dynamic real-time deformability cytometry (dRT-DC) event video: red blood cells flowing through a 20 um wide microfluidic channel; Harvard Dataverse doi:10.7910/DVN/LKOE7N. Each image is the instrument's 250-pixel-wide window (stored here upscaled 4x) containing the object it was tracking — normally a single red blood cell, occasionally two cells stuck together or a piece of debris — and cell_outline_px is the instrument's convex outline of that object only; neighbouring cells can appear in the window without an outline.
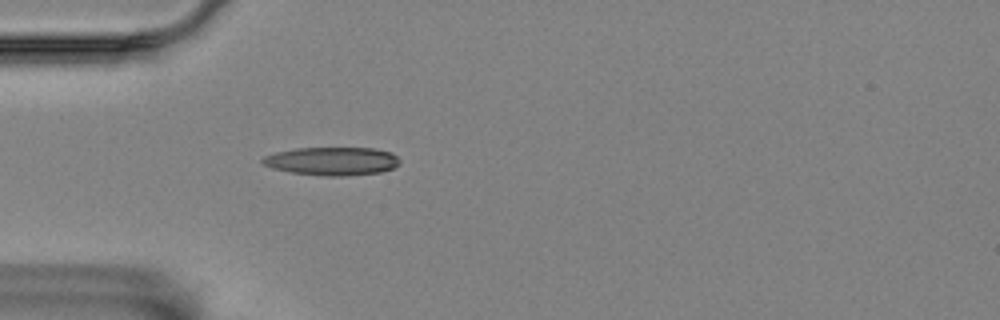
{"species": "Egyptian fruit bat (a non-hibernating species)", "species_latin": "Rousettus aegyptiacus", "temperature_condition": "room temperature", "stored_images_in_passage": 36, "camera_frame_rate_fps": 3000, "um_per_image_px": 0.085, "animal": {"sex": "female"}, "frame": {"image": 1, "passage_image": 1, "time_ms": 0.0, "image_size_px": [1000, 320], "cell_outline_px": [[400, 164], [392, 168], [380, 172], [348, 176], [324, 176], [292, 172], [272, 168], [264, 164], [260, 160], [264, 156], [276, 152], [296, 148], [372, 148], [392, 152], [400, 160]], "centroid_in_image_um": [28.24, 13.7], "position_along_channel_um": 56.8, "area_um2": 22.6}}
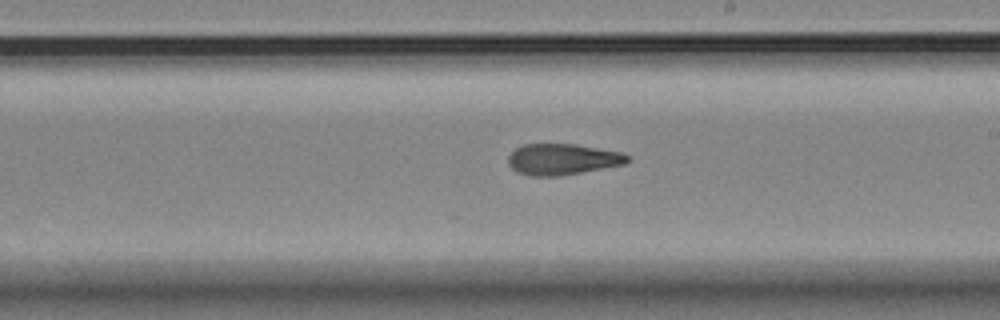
{"frame": {"image": 2, "passage_image": 17, "time_ms": 5.333, "image_size_px": [1000, 320], "cell_outline_px": [[628, 160], [624, 164], [560, 176], [532, 176], [516, 172], [508, 164], [508, 156], [516, 148], [524, 144], [576, 144], [620, 152], [628, 156]], "centroid_in_image_um": [47.76, 13.54], "position_along_channel_um": 241.2, "area_um2": 21.44}}
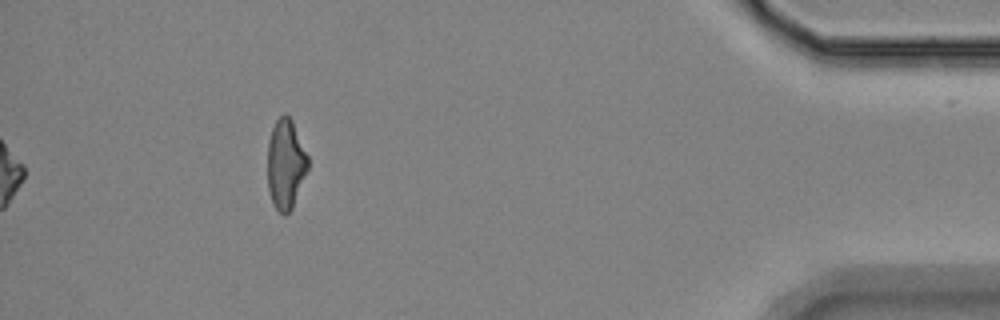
{"frame": {"image": 3, "passage_image": 36, "time_ms": 11.667, "image_size_px": [1000, 320], "cell_outline_px": [[308, 168], [292, 208], [284, 216], [272, 204], [268, 188], [268, 140], [272, 128], [276, 120], [284, 112], [292, 120], [308, 156]], "centroid_in_image_um": [24.27, 13.94], "position_along_channel_um": 410.9, "area_um2": 21.04}, "authors_computed_cell_mechanics": {"area_um2": 21.7328, "velocity_mm_per_s": 3.5443, "shape_relaxation_time_tau1_ms": null, "shape_relaxation_time_tau2_ms": 4.1138, "deformation_change_tau1": null, "deformation_change_tau2": 0.1347}}